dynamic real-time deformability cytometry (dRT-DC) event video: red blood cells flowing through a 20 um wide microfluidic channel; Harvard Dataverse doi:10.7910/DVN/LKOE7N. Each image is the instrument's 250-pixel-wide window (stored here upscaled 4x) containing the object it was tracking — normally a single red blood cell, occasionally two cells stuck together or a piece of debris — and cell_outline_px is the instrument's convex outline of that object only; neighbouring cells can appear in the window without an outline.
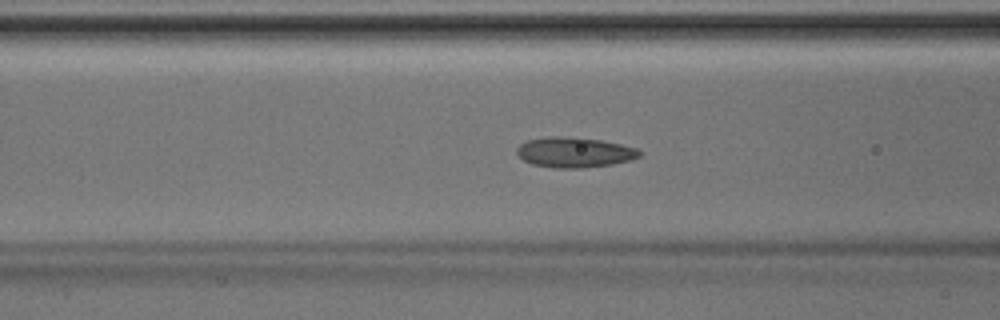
{"species": "Egyptian fruit bat (a non-hibernating species)", "species_latin": "Rousettus aegyptiacus", "temperature_condition": "room temperature", "stored_images_in_passage": 45, "camera_frame_rate_fps": 3000, "um_per_image_px": 0.085, "animal": {"sex": "male"}, "frame": {"image": 1, "passage_image": 17, "time_ms": 5.333, "image_size_px": [1000, 320], "cell_outline_px": [[640, 156], [628, 160], [612, 164], [584, 168], [556, 168], [532, 164], [524, 160], [516, 152], [516, 148], [520, 144], [528, 140], [548, 136], [560, 136], [600, 140], [620, 144], [636, 148], [640, 152]], "centroid_in_image_um": [48.79, 12.95], "position_along_channel_um": 117.8, "area_um2": 21.39}}
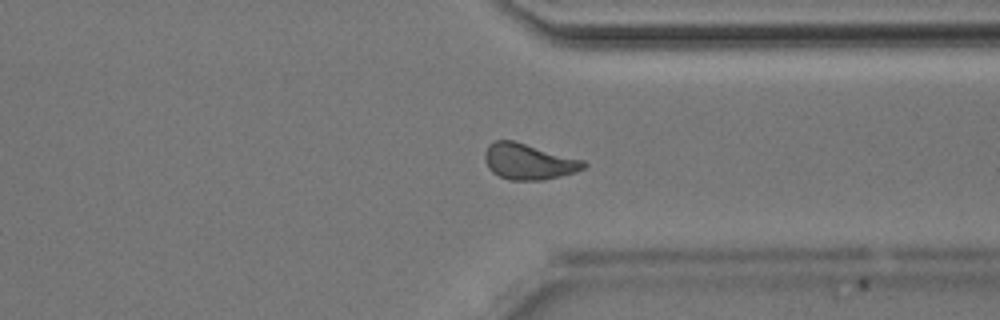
{"frame": {"image": 2, "passage_image": 34, "time_ms": 11.0, "image_size_px": [1000, 320], "cell_outline_px": [[588, 164], [584, 168], [576, 172], [544, 180], [508, 180], [492, 172], [488, 168], [484, 160], [484, 152], [488, 144], [496, 140], [512, 140], [584, 160]], "centroid_in_image_um": [44.91, 13.74], "position_along_channel_um": 366.5, "area_um2": 20.75}}
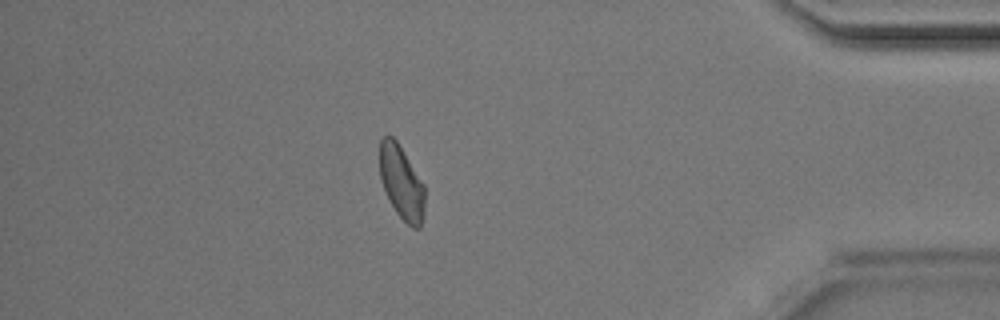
{"frame": {"image": 3, "passage_image": 39, "time_ms": 12.667, "image_size_px": [1000, 320], "cell_outline_px": [[424, 216], [420, 228], [412, 228], [396, 212], [388, 200], [380, 180], [380, 140], [384, 136], [392, 136], [396, 140], [424, 184]], "centroid_in_image_um": [34.12, 15.54], "position_along_channel_um": 401.1, "area_um2": 19.31}}